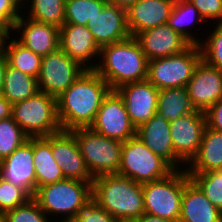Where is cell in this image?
I'll list each match as a JSON object with an SVG mask.
<instances>
[{
    "mask_svg": "<svg viewBox=\"0 0 222 222\" xmlns=\"http://www.w3.org/2000/svg\"><path fill=\"white\" fill-rule=\"evenodd\" d=\"M110 90L109 84L95 70H86L57 98L61 129L90 127Z\"/></svg>",
    "mask_w": 222,
    "mask_h": 222,
    "instance_id": "1",
    "label": "cell"
},
{
    "mask_svg": "<svg viewBox=\"0 0 222 222\" xmlns=\"http://www.w3.org/2000/svg\"><path fill=\"white\" fill-rule=\"evenodd\" d=\"M99 60L94 70L111 90L147 79L148 59L135 37L101 47Z\"/></svg>",
    "mask_w": 222,
    "mask_h": 222,
    "instance_id": "2",
    "label": "cell"
},
{
    "mask_svg": "<svg viewBox=\"0 0 222 222\" xmlns=\"http://www.w3.org/2000/svg\"><path fill=\"white\" fill-rule=\"evenodd\" d=\"M92 197L119 222H132L145 213L142 184L118 174L96 176Z\"/></svg>",
    "mask_w": 222,
    "mask_h": 222,
    "instance_id": "3",
    "label": "cell"
},
{
    "mask_svg": "<svg viewBox=\"0 0 222 222\" xmlns=\"http://www.w3.org/2000/svg\"><path fill=\"white\" fill-rule=\"evenodd\" d=\"M92 182L65 178L39 187L33 198L52 222L72 221L78 209L92 197Z\"/></svg>",
    "mask_w": 222,
    "mask_h": 222,
    "instance_id": "4",
    "label": "cell"
},
{
    "mask_svg": "<svg viewBox=\"0 0 222 222\" xmlns=\"http://www.w3.org/2000/svg\"><path fill=\"white\" fill-rule=\"evenodd\" d=\"M190 180L183 169L142 184L145 213L179 222L184 187Z\"/></svg>",
    "mask_w": 222,
    "mask_h": 222,
    "instance_id": "5",
    "label": "cell"
},
{
    "mask_svg": "<svg viewBox=\"0 0 222 222\" xmlns=\"http://www.w3.org/2000/svg\"><path fill=\"white\" fill-rule=\"evenodd\" d=\"M12 117L28 137H46L62 130L57 98L45 92L12 105Z\"/></svg>",
    "mask_w": 222,
    "mask_h": 222,
    "instance_id": "6",
    "label": "cell"
},
{
    "mask_svg": "<svg viewBox=\"0 0 222 222\" xmlns=\"http://www.w3.org/2000/svg\"><path fill=\"white\" fill-rule=\"evenodd\" d=\"M80 153L95 178L104 174H117L121 163L123 142L105 137L88 128L71 130Z\"/></svg>",
    "mask_w": 222,
    "mask_h": 222,
    "instance_id": "7",
    "label": "cell"
},
{
    "mask_svg": "<svg viewBox=\"0 0 222 222\" xmlns=\"http://www.w3.org/2000/svg\"><path fill=\"white\" fill-rule=\"evenodd\" d=\"M173 171L165 160L154 154L136 136L123 142L118 175L144 184L162 179Z\"/></svg>",
    "mask_w": 222,
    "mask_h": 222,
    "instance_id": "8",
    "label": "cell"
},
{
    "mask_svg": "<svg viewBox=\"0 0 222 222\" xmlns=\"http://www.w3.org/2000/svg\"><path fill=\"white\" fill-rule=\"evenodd\" d=\"M202 60L199 45H190L183 52L148 61L147 80L157 89L186 87Z\"/></svg>",
    "mask_w": 222,
    "mask_h": 222,
    "instance_id": "9",
    "label": "cell"
},
{
    "mask_svg": "<svg viewBox=\"0 0 222 222\" xmlns=\"http://www.w3.org/2000/svg\"><path fill=\"white\" fill-rule=\"evenodd\" d=\"M85 71L59 48L42 57L37 77L39 91L58 98Z\"/></svg>",
    "mask_w": 222,
    "mask_h": 222,
    "instance_id": "10",
    "label": "cell"
},
{
    "mask_svg": "<svg viewBox=\"0 0 222 222\" xmlns=\"http://www.w3.org/2000/svg\"><path fill=\"white\" fill-rule=\"evenodd\" d=\"M90 128L121 142L136 136V128L130 121L123 98L116 90H110L105 96Z\"/></svg>",
    "mask_w": 222,
    "mask_h": 222,
    "instance_id": "11",
    "label": "cell"
},
{
    "mask_svg": "<svg viewBox=\"0 0 222 222\" xmlns=\"http://www.w3.org/2000/svg\"><path fill=\"white\" fill-rule=\"evenodd\" d=\"M205 127L206 115L200 110H195L170 122L175 154L185 166L196 156Z\"/></svg>",
    "mask_w": 222,
    "mask_h": 222,
    "instance_id": "12",
    "label": "cell"
},
{
    "mask_svg": "<svg viewBox=\"0 0 222 222\" xmlns=\"http://www.w3.org/2000/svg\"><path fill=\"white\" fill-rule=\"evenodd\" d=\"M116 91L123 98L130 121L136 129L157 114L159 89L147 79L124 84Z\"/></svg>",
    "mask_w": 222,
    "mask_h": 222,
    "instance_id": "13",
    "label": "cell"
},
{
    "mask_svg": "<svg viewBox=\"0 0 222 222\" xmlns=\"http://www.w3.org/2000/svg\"><path fill=\"white\" fill-rule=\"evenodd\" d=\"M59 41V48L72 60L86 70H94V59H99L101 48L87 26L64 23L59 28Z\"/></svg>",
    "mask_w": 222,
    "mask_h": 222,
    "instance_id": "14",
    "label": "cell"
},
{
    "mask_svg": "<svg viewBox=\"0 0 222 222\" xmlns=\"http://www.w3.org/2000/svg\"><path fill=\"white\" fill-rule=\"evenodd\" d=\"M51 149L65 178L79 181L94 180L71 131L61 130L51 134Z\"/></svg>",
    "mask_w": 222,
    "mask_h": 222,
    "instance_id": "15",
    "label": "cell"
},
{
    "mask_svg": "<svg viewBox=\"0 0 222 222\" xmlns=\"http://www.w3.org/2000/svg\"><path fill=\"white\" fill-rule=\"evenodd\" d=\"M33 155V137H29L10 156L0 161V176L24 189L31 197L36 192Z\"/></svg>",
    "mask_w": 222,
    "mask_h": 222,
    "instance_id": "16",
    "label": "cell"
},
{
    "mask_svg": "<svg viewBox=\"0 0 222 222\" xmlns=\"http://www.w3.org/2000/svg\"><path fill=\"white\" fill-rule=\"evenodd\" d=\"M186 88L195 110L206 112L222 97V71L201 60Z\"/></svg>",
    "mask_w": 222,
    "mask_h": 222,
    "instance_id": "17",
    "label": "cell"
},
{
    "mask_svg": "<svg viewBox=\"0 0 222 222\" xmlns=\"http://www.w3.org/2000/svg\"><path fill=\"white\" fill-rule=\"evenodd\" d=\"M14 31L19 43L42 57L59 49V28L54 25L34 21L22 13L10 32Z\"/></svg>",
    "mask_w": 222,
    "mask_h": 222,
    "instance_id": "18",
    "label": "cell"
},
{
    "mask_svg": "<svg viewBox=\"0 0 222 222\" xmlns=\"http://www.w3.org/2000/svg\"><path fill=\"white\" fill-rule=\"evenodd\" d=\"M136 137L174 170L186 169L185 164L175 154L168 120L158 114L154 115L149 122L136 129Z\"/></svg>",
    "mask_w": 222,
    "mask_h": 222,
    "instance_id": "19",
    "label": "cell"
},
{
    "mask_svg": "<svg viewBox=\"0 0 222 222\" xmlns=\"http://www.w3.org/2000/svg\"><path fill=\"white\" fill-rule=\"evenodd\" d=\"M135 38L148 61L181 53L191 45L168 24L142 31Z\"/></svg>",
    "mask_w": 222,
    "mask_h": 222,
    "instance_id": "20",
    "label": "cell"
},
{
    "mask_svg": "<svg viewBox=\"0 0 222 222\" xmlns=\"http://www.w3.org/2000/svg\"><path fill=\"white\" fill-rule=\"evenodd\" d=\"M87 27L100 48L130 37L126 10L109 3L92 20H88Z\"/></svg>",
    "mask_w": 222,
    "mask_h": 222,
    "instance_id": "21",
    "label": "cell"
},
{
    "mask_svg": "<svg viewBox=\"0 0 222 222\" xmlns=\"http://www.w3.org/2000/svg\"><path fill=\"white\" fill-rule=\"evenodd\" d=\"M175 0H140L127 11L130 36L150 28L167 24Z\"/></svg>",
    "mask_w": 222,
    "mask_h": 222,
    "instance_id": "22",
    "label": "cell"
},
{
    "mask_svg": "<svg viewBox=\"0 0 222 222\" xmlns=\"http://www.w3.org/2000/svg\"><path fill=\"white\" fill-rule=\"evenodd\" d=\"M179 222H222V212L190 180L184 187Z\"/></svg>",
    "mask_w": 222,
    "mask_h": 222,
    "instance_id": "23",
    "label": "cell"
},
{
    "mask_svg": "<svg viewBox=\"0 0 222 222\" xmlns=\"http://www.w3.org/2000/svg\"><path fill=\"white\" fill-rule=\"evenodd\" d=\"M219 169H222V132L206 125L198 152L185 170L187 173H204Z\"/></svg>",
    "mask_w": 222,
    "mask_h": 222,
    "instance_id": "24",
    "label": "cell"
},
{
    "mask_svg": "<svg viewBox=\"0 0 222 222\" xmlns=\"http://www.w3.org/2000/svg\"><path fill=\"white\" fill-rule=\"evenodd\" d=\"M33 164L36 174V190L65 179L51 149V135L33 137Z\"/></svg>",
    "mask_w": 222,
    "mask_h": 222,
    "instance_id": "25",
    "label": "cell"
},
{
    "mask_svg": "<svg viewBox=\"0 0 222 222\" xmlns=\"http://www.w3.org/2000/svg\"><path fill=\"white\" fill-rule=\"evenodd\" d=\"M186 87L159 89L157 114L169 122L194 112Z\"/></svg>",
    "mask_w": 222,
    "mask_h": 222,
    "instance_id": "26",
    "label": "cell"
},
{
    "mask_svg": "<svg viewBox=\"0 0 222 222\" xmlns=\"http://www.w3.org/2000/svg\"><path fill=\"white\" fill-rule=\"evenodd\" d=\"M196 21L201 25L205 22L198 10L188 0H175L167 24L191 45H199L202 42L197 34L190 32V25H197Z\"/></svg>",
    "mask_w": 222,
    "mask_h": 222,
    "instance_id": "27",
    "label": "cell"
},
{
    "mask_svg": "<svg viewBox=\"0 0 222 222\" xmlns=\"http://www.w3.org/2000/svg\"><path fill=\"white\" fill-rule=\"evenodd\" d=\"M38 92L37 78L7 65L2 95L12 105L33 97Z\"/></svg>",
    "mask_w": 222,
    "mask_h": 222,
    "instance_id": "28",
    "label": "cell"
},
{
    "mask_svg": "<svg viewBox=\"0 0 222 222\" xmlns=\"http://www.w3.org/2000/svg\"><path fill=\"white\" fill-rule=\"evenodd\" d=\"M12 35V33H8L3 44V51L6 54L8 64L23 73L37 78L40 72L42 56L26 48L14 36L12 38Z\"/></svg>",
    "mask_w": 222,
    "mask_h": 222,
    "instance_id": "29",
    "label": "cell"
},
{
    "mask_svg": "<svg viewBox=\"0 0 222 222\" xmlns=\"http://www.w3.org/2000/svg\"><path fill=\"white\" fill-rule=\"evenodd\" d=\"M22 10L25 11L26 17L40 23L58 28L65 23V0H27Z\"/></svg>",
    "mask_w": 222,
    "mask_h": 222,
    "instance_id": "30",
    "label": "cell"
},
{
    "mask_svg": "<svg viewBox=\"0 0 222 222\" xmlns=\"http://www.w3.org/2000/svg\"><path fill=\"white\" fill-rule=\"evenodd\" d=\"M107 0H65V23L87 26L98 12L107 4Z\"/></svg>",
    "mask_w": 222,
    "mask_h": 222,
    "instance_id": "31",
    "label": "cell"
},
{
    "mask_svg": "<svg viewBox=\"0 0 222 222\" xmlns=\"http://www.w3.org/2000/svg\"><path fill=\"white\" fill-rule=\"evenodd\" d=\"M188 175L206 198L222 212V169Z\"/></svg>",
    "mask_w": 222,
    "mask_h": 222,
    "instance_id": "32",
    "label": "cell"
},
{
    "mask_svg": "<svg viewBox=\"0 0 222 222\" xmlns=\"http://www.w3.org/2000/svg\"><path fill=\"white\" fill-rule=\"evenodd\" d=\"M28 138L12 116L0 120V161L10 156Z\"/></svg>",
    "mask_w": 222,
    "mask_h": 222,
    "instance_id": "33",
    "label": "cell"
},
{
    "mask_svg": "<svg viewBox=\"0 0 222 222\" xmlns=\"http://www.w3.org/2000/svg\"><path fill=\"white\" fill-rule=\"evenodd\" d=\"M216 26L210 30L199 44L202 54V60L211 67L222 71V23L215 24Z\"/></svg>",
    "mask_w": 222,
    "mask_h": 222,
    "instance_id": "34",
    "label": "cell"
},
{
    "mask_svg": "<svg viewBox=\"0 0 222 222\" xmlns=\"http://www.w3.org/2000/svg\"><path fill=\"white\" fill-rule=\"evenodd\" d=\"M4 216L5 222H52L33 197Z\"/></svg>",
    "mask_w": 222,
    "mask_h": 222,
    "instance_id": "35",
    "label": "cell"
},
{
    "mask_svg": "<svg viewBox=\"0 0 222 222\" xmlns=\"http://www.w3.org/2000/svg\"><path fill=\"white\" fill-rule=\"evenodd\" d=\"M31 198L24 189L13 185L0 176V212L5 213L15 209Z\"/></svg>",
    "mask_w": 222,
    "mask_h": 222,
    "instance_id": "36",
    "label": "cell"
},
{
    "mask_svg": "<svg viewBox=\"0 0 222 222\" xmlns=\"http://www.w3.org/2000/svg\"><path fill=\"white\" fill-rule=\"evenodd\" d=\"M72 222H119L91 197L77 211Z\"/></svg>",
    "mask_w": 222,
    "mask_h": 222,
    "instance_id": "37",
    "label": "cell"
},
{
    "mask_svg": "<svg viewBox=\"0 0 222 222\" xmlns=\"http://www.w3.org/2000/svg\"><path fill=\"white\" fill-rule=\"evenodd\" d=\"M199 12L204 21L222 23V0H188Z\"/></svg>",
    "mask_w": 222,
    "mask_h": 222,
    "instance_id": "38",
    "label": "cell"
},
{
    "mask_svg": "<svg viewBox=\"0 0 222 222\" xmlns=\"http://www.w3.org/2000/svg\"><path fill=\"white\" fill-rule=\"evenodd\" d=\"M21 8L16 0H0V27L10 33L15 22L24 13Z\"/></svg>",
    "mask_w": 222,
    "mask_h": 222,
    "instance_id": "39",
    "label": "cell"
},
{
    "mask_svg": "<svg viewBox=\"0 0 222 222\" xmlns=\"http://www.w3.org/2000/svg\"><path fill=\"white\" fill-rule=\"evenodd\" d=\"M205 115L206 125L222 132V97L205 112Z\"/></svg>",
    "mask_w": 222,
    "mask_h": 222,
    "instance_id": "40",
    "label": "cell"
},
{
    "mask_svg": "<svg viewBox=\"0 0 222 222\" xmlns=\"http://www.w3.org/2000/svg\"><path fill=\"white\" fill-rule=\"evenodd\" d=\"M12 116V104L0 94V120L9 118Z\"/></svg>",
    "mask_w": 222,
    "mask_h": 222,
    "instance_id": "41",
    "label": "cell"
},
{
    "mask_svg": "<svg viewBox=\"0 0 222 222\" xmlns=\"http://www.w3.org/2000/svg\"><path fill=\"white\" fill-rule=\"evenodd\" d=\"M7 65H8V60L6 54L4 51H2L0 53V94H2L3 91L4 78Z\"/></svg>",
    "mask_w": 222,
    "mask_h": 222,
    "instance_id": "42",
    "label": "cell"
},
{
    "mask_svg": "<svg viewBox=\"0 0 222 222\" xmlns=\"http://www.w3.org/2000/svg\"><path fill=\"white\" fill-rule=\"evenodd\" d=\"M132 222H175L169 219L157 217L148 213H143Z\"/></svg>",
    "mask_w": 222,
    "mask_h": 222,
    "instance_id": "43",
    "label": "cell"
},
{
    "mask_svg": "<svg viewBox=\"0 0 222 222\" xmlns=\"http://www.w3.org/2000/svg\"><path fill=\"white\" fill-rule=\"evenodd\" d=\"M138 1L140 0H107L109 4L118 6L126 11Z\"/></svg>",
    "mask_w": 222,
    "mask_h": 222,
    "instance_id": "44",
    "label": "cell"
},
{
    "mask_svg": "<svg viewBox=\"0 0 222 222\" xmlns=\"http://www.w3.org/2000/svg\"><path fill=\"white\" fill-rule=\"evenodd\" d=\"M8 32L0 27V53L3 51V44Z\"/></svg>",
    "mask_w": 222,
    "mask_h": 222,
    "instance_id": "45",
    "label": "cell"
},
{
    "mask_svg": "<svg viewBox=\"0 0 222 222\" xmlns=\"http://www.w3.org/2000/svg\"><path fill=\"white\" fill-rule=\"evenodd\" d=\"M0 222H5V216L2 212H0Z\"/></svg>",
    "mask_w": 222,
    "mask_h": 222,
    "instance_id": "46",
    "label": "cell"
},
{
    "mask_svg": "<svg viewBox=\"0 0 222 222\" xmlns=\"http://www.w3.org/2000/svg\"><path fill=\"white\" fill-rule=\"evenodd\" d=\"M22 7L26 3L27 0H16Z\"/></svg>",
    "mask_w": 222,
    "mask_h": 222,
    "instance_id": "47",
    "label": "cell"
}]
</instances>
